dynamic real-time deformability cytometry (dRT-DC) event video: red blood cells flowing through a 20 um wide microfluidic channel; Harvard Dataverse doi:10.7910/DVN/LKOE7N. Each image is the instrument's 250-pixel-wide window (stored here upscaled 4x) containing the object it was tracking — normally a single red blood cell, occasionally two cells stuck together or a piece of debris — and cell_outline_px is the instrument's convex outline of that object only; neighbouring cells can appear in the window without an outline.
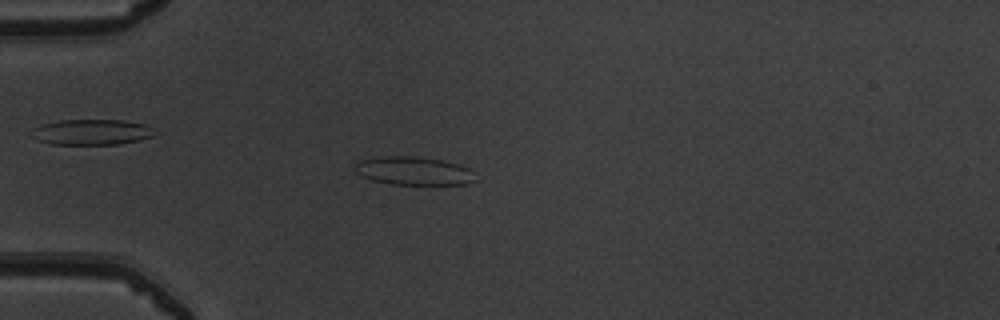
{"species": "common noctule bat (a hibernating species)", "species_latin": "Nyctalus noctula", "temperature_condition": "warm", "stored_images_in_passage": 51, "camera_frame_rate_fps": 3000, "um_per_image_px": 0.085, "animal": {"sex": "male", "body_mass_g": 19.5, "forearm_length_mm": 54.6}, "frame": {"image": 1, "passage_image": 15, "time_ms": 4.667, "image_size_px": [1000, 320], "cell_outline_px": [[476, 180], [468, 184], [392, 184], [372, 180], [360, 176], [356, 172], [356, 164], [360, 160], [380, 156], [416, 156], [444, 160], [468, 168], [472, 172]], "centroid_in_image_um": [35.15, 14.52], "position_along_channel_um": 49.9, "area_um2": 19.83}}
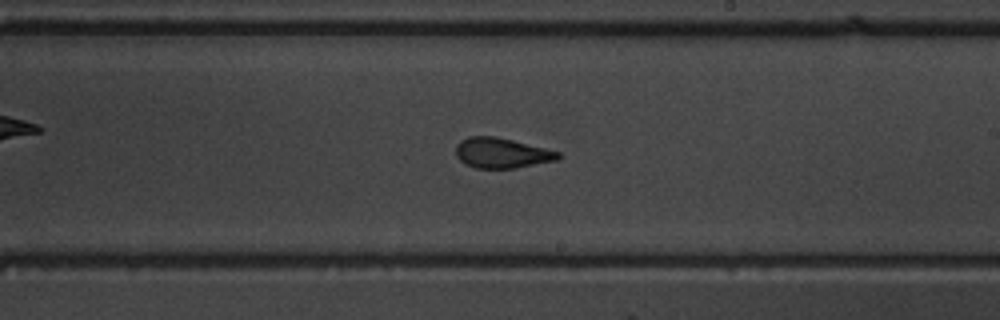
{"frame": {"image": 2, "passage_image": 31, "time_ms": 10.0, "image_size_px": [1000, 320], "cell_outline_px": [[560, 156], [556, 160], [512, 168], [476, 168], [464, 164], [456, 156], [456, 144], [460, 140], [468, 136], [496, 136], [560, 152]], "centroid_in_image_um": [42.58, 12.99], "position_along_channel_um": 246.4, "area_um2": 17.86}}
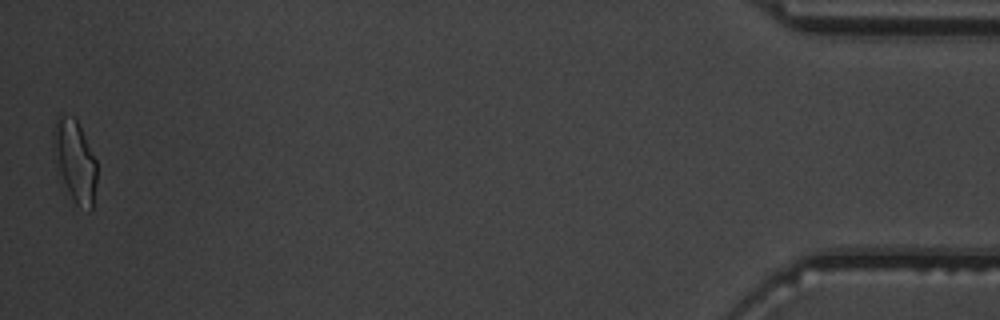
{"frame": {"image": 3, "passage_image": 51, "time_ms": 16.667, "image_size_px": [1000, 320], "cell_outline_px": [[96, 184], [92, 208], [88, 212], [76, 204], [60, 172], [52, 148], [52, 132], [56, 116], [60, 112], [72, 116], [76, 120], [96, 160]], "centroid_in_image_um": [6.35, 13.61], "position_along_channel_um": 428.8, "area_um2": 20.35}, "authors_computed_cell_mechanics": {"area_um2": 18.8428, "velocity_mm_per_s": 4.0097, "shape_relaxation_time_tau1_ms": 4.4558, "shape_relaxation_time_tau2_ms": 1.0119, "deformation_change_tau1": 0.1765, "deformation_change_tau2": 0.0891}}